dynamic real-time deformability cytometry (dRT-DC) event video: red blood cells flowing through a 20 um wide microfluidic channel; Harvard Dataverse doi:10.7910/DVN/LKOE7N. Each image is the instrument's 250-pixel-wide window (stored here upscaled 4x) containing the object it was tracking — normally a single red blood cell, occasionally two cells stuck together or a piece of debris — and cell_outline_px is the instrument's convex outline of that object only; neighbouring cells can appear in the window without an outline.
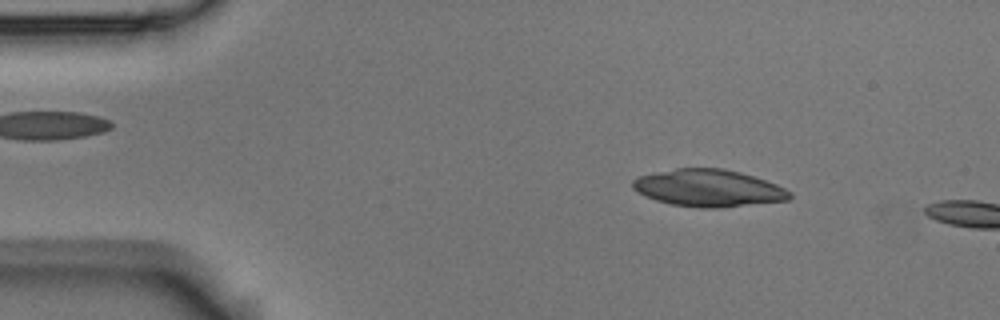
{"species": "Egyptian fruit bat (a non-hibernating species)", "species_latin": "Rousettus aegyptiacus", "temperature_condition": "room temperature", "stored_images_in_passage": 15, "camera_frame_rate_fps": 3000, "um_per_image_px": 0.085, "animal": {"sex": "male"}, "frame": {"image": 1, "passage_image": 7, "time_ms": 2.0, "image_size_px": [1000, 320], "cell_outline_px": [[792, 196], [788, 200], [720, 208], [700, 208], [672, 204], [656, 200], [644, 196], [632, 188], [632, 180], [640, 176], [676, 168], [720, 168], [740, 172], [776, 184], [792, 192]], "centroid_in_image_um": [60.22, 15.99], "position_along_channel_um": 24.8, "area_um2": 33.81}}